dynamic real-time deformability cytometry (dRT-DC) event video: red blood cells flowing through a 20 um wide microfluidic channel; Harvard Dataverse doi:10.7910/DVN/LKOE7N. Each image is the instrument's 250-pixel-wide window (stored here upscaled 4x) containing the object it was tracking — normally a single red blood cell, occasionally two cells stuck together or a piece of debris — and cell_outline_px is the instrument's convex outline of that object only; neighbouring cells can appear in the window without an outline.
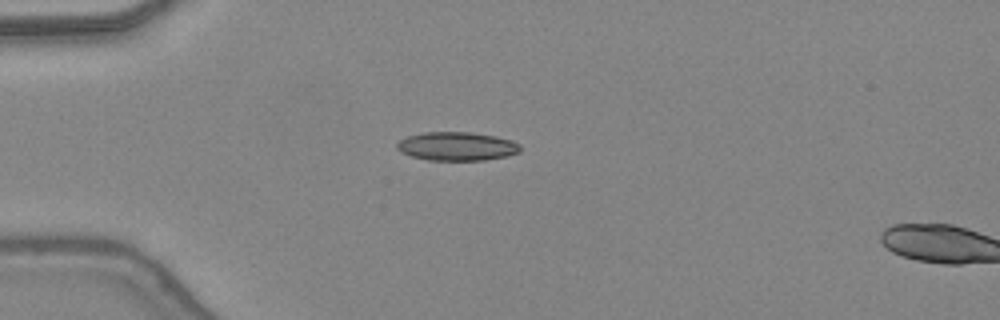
{"species": "common noctule bat (a hibernating species)", "species_latin": "Nyctalus noctula", "temperature_condition": "warm", "stored_images_in_passage": 15, "camera_frame_rate_fps": 3000, "um_per_image_px": 0.085, "animal": {"sex": "female", "body_mass_g": 24.6, "forearm_length_mm": 56.2}, "frame": {"image": 1, "passage_image": 13, "time_ms": 4.0, "image_size_px": [1000, 320], "cell_outline_px": [[520, 152], [508, 156], [484, 160], [428, 160], [412, 156], [400, 152], [396, 148], [396, 144], [400, 140], [408, 136], [424, 132], [468, 132], [496, 136], [512, 140], [520, 144]], "centroid_in_image_um": [38.84, 12.43], "position_along_channel_um": 46.2, "area_um2": 20.63}}